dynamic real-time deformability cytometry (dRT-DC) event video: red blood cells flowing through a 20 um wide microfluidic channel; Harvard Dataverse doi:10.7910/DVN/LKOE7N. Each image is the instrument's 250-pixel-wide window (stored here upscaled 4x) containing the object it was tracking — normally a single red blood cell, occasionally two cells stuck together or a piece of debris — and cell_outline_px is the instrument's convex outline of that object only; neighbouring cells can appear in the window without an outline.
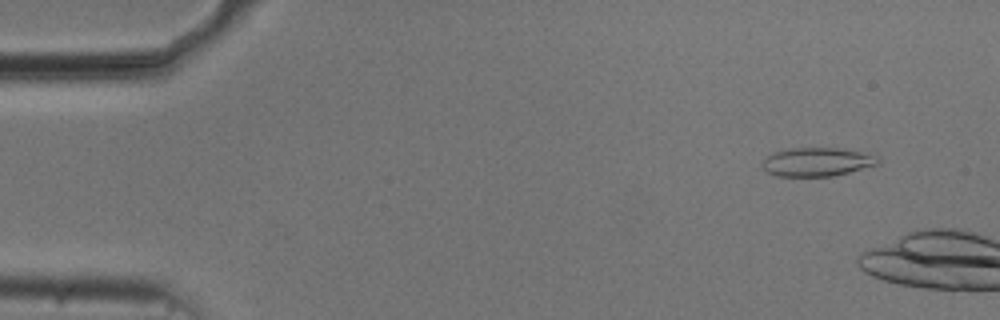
{"species": "common noctule bat (a hibernating species)", "species_latin": "Nyctalus noctula", "temperature_condition": "cold", "stored_images_in_passage": 7, "camera_frame_rate_fps": 3000, "um_per_image_px": 0.085, "animal": {"sex": "male", "body_mass_g": 20.5, "forearm_length_mm": 52.5}, "frame": {"image": 1, "passage_image": 4, "time_ms": 1.0, "image_size_px": [1000, 320], "cell_outline_px": [[880, 164], [832, 176], [776, 176], [768, 172], [760, 164], [772, 152], [792, 148], [840, 148], [880, 156]], "centroid_in_image_um": [69.46, 13.76], "position_along_channel_um": 15.5, "area_um2": 19.31}}